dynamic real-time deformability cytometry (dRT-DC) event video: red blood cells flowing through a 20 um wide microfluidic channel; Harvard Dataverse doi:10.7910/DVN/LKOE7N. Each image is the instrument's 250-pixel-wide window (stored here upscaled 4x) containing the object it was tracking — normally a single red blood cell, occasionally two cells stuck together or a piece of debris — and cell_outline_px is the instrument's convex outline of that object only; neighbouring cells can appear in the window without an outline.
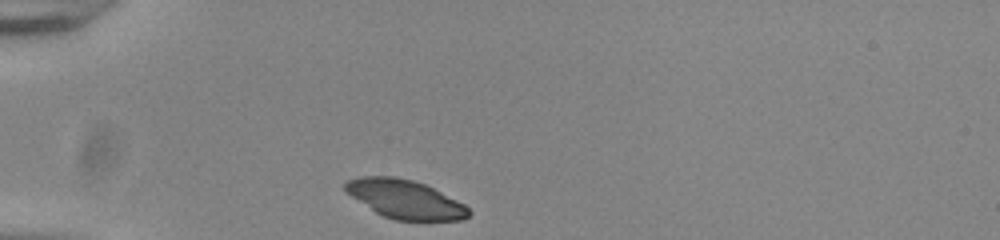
{"species": "common noctule bat (a hibernating species)", "species_latin": "Nyctalus noctula", "temperature_condition": "room temperature", "stored_images_in_passage": 31, "camera_frame_rate_fps": 3000, "um_per_image_px": 0.085, "animal": {"sex": "male", "body_mass_g": 20.0, "forearm_length_mm": 53.3}, "frame": {"image": 1, "passage_image": 1, "time_ms": 0.0, "image_size_px": [1000, 240], "cell_outline_px": [[472, 212], [464, 220], [396, 220], [384, 216], [376, 212], [344, 192], [344, 184], [348, 180], [360, 176], [396, 176], [412, 180], [424, 184], [464, 204]], "centroid_in_image_um": [34.4, 16.92], "position_along_channel_um": 50.6, "area_um2": 27.63}}